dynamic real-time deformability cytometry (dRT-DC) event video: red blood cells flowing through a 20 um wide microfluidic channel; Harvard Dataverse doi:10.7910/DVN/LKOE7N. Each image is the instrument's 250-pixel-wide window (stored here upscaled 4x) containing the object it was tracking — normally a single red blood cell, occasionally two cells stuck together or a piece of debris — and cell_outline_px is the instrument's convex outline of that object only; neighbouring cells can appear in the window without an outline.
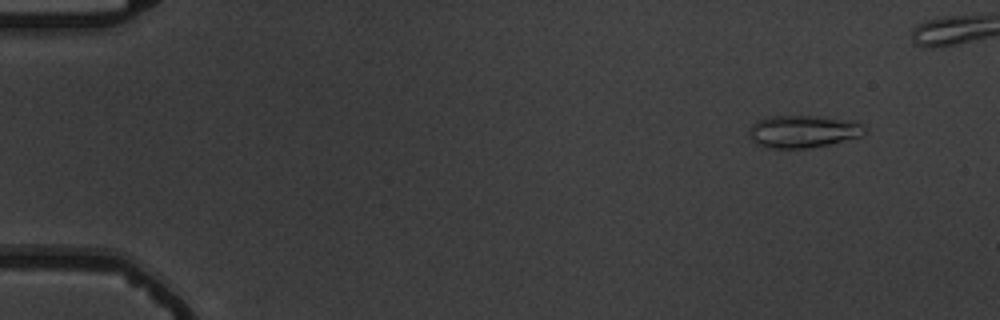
{"species": "common noctule bat (a hibernating species)", "species_latin": "Nyctalus noctula", "temperature_condition": "warm", "stored_images_in_passage": 14, "segment_of_instrument_passage": [1, 2], "camera_frame_rate_fps": 3000, "um_per_image_px": 0.085, "animal": {"sex": "male", "body_mass_g": 19.5, "forearm_length_mm": 54.6}, "frame": {"image": 1, "passage_image": 2, "time_ms": 1.0, "image_size_px": [1000, 320], "cell_outline_px": [[868, 128], [860, 136], [828, 144], [808, 148], [768, 148], [756, 144], [752, 140], [748, 132], [752, 124], [756, 120], [768, 116], [824, 116], [852, 120], [864, 124]], "centroid_in_image_um": [68.26, 11.15], "position_along_channel_um": 16.7, "area_um2": 22.08}}
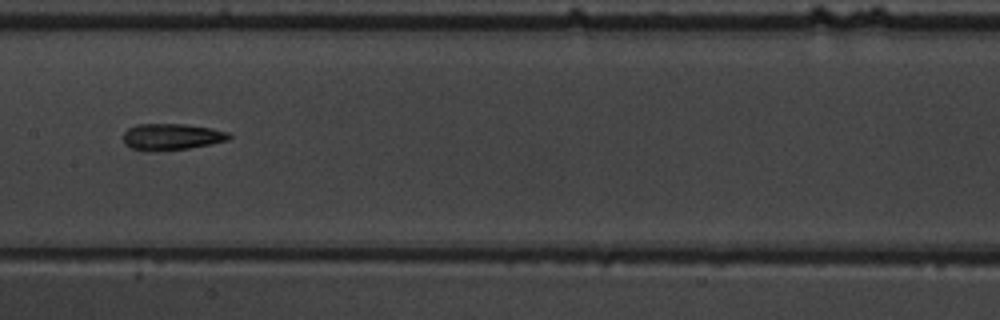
{"frame": {"image": 2, "passage_image": 8, "time_ms": 9.0, "image_size_px": [1000, 320], "cell_outline_px": [[232, 136], [228, 140], [188, 148], [148, 152], [132, 148], [124, 144], [124, 132], [128, 128], [136, 124], [184, 124], [212, 128], [228, 132]], "centroid_in_image_um": [14.56, 11.62], "position_along_channel_um": 192.8, "area_um2": 16.3}}
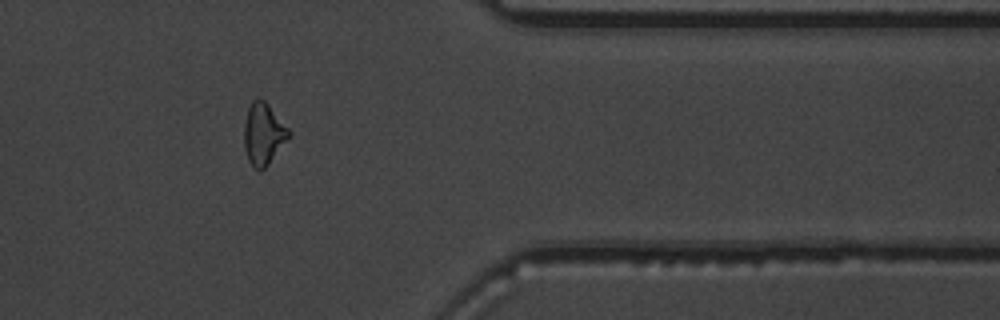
{"frame": {"image": 3, "passage_image": 13, "time_ms": 14.667, "image_size_px": [1000, 320], "cell_outline_px": [[292, 136], [268, 164], [260, 172], [252, 168], [248, 160], [244, 148], [244, 124], [248, 108], [252, 100], [256, 96], [264, 100], [268, 104], [292, 132]], "centroid_in_image_um": [22.4, 11.39], "position_along_channel_um": 389.0, "area_um2": 16.47}}